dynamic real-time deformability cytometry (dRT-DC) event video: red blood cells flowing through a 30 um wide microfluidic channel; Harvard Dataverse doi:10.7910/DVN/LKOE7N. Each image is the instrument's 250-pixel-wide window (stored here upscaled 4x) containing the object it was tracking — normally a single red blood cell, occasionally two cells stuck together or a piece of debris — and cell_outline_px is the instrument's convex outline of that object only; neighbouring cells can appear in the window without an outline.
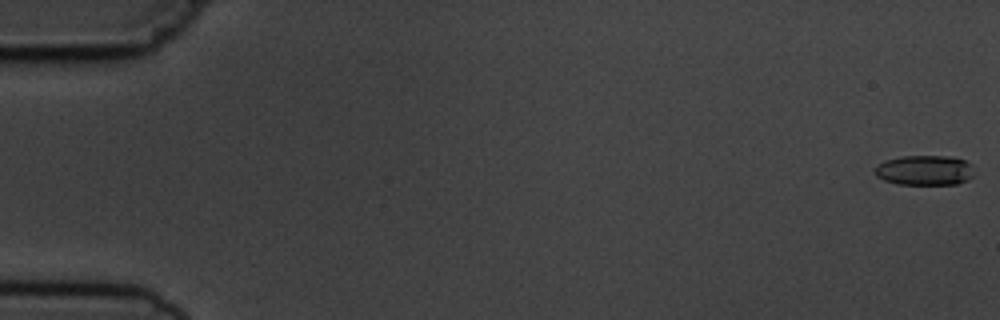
{"species": "common noctule bat (a hibernating species)", "species_latin": "Nyctalus noctula", "temperature_condition": "cold", "stored_images_in_passage": 7, "camera_frame_rate_fps": 3000, "um_per_image_px": 0.085, "animal": {"sex": "male", "body_mass_g": 19.5, "forearm_length_mm": 54.6}, "frame": {"image": 1, "passage_image": 1, "time_ms": 0.0, "image_size_px": [1000, 320], "cell_outline_px": [[972, 176], [968, 180], [956, 184], [896, 184], [884, 180], [876, 176], [872, 172], [872, 168], [876, 164], [884, 160], [900, 156], [948, 156], [964, 160], [972, 164]], "centroid_in_image_um": [78.52, 14.47], "position_along_channel_um": 6.5, "area_um2": 17.63}}
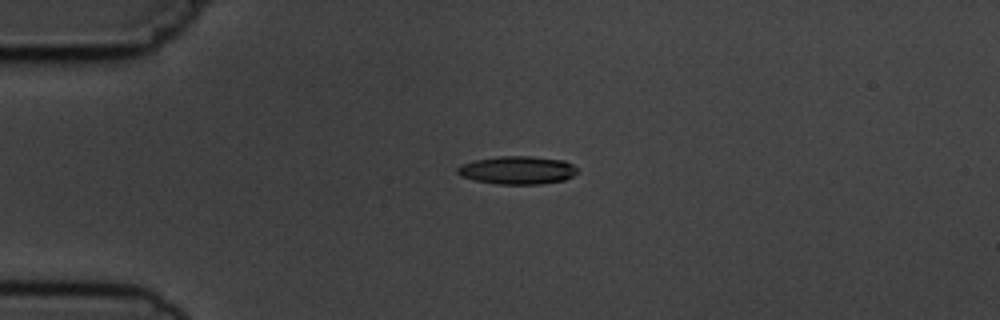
{"frame": {"image": 2, "passage_image": 5, "time_ms": 4.333, "image_size_px": [1000, 320], "cell_outline_px": [[580, 172], [564, 180], [540, 184], [496, 184], [476, 180], [460, 176], [456, 172], [456, 168], [460, 164], [476, 160], [500, 156], [532, 156], [564, 160], [580, 168]], "centroid_in_image_um": [44.01, 14.46], "position_along_channel_um": 41.0, "area_um2": 19.83}}
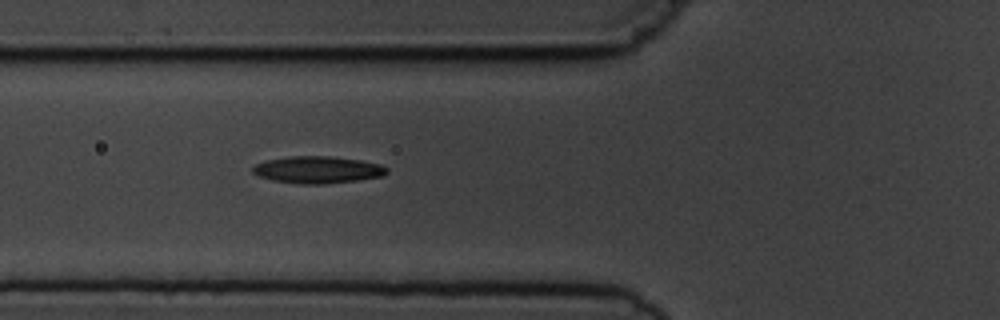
{"frame": {"image": 3, "passage_image": 7, "time_ms": 6.667, "image_size_px": [1000, 320], "cell_outline_px": [[388, 172], [384, 176], [356, 180], [324, 184], [300, 184], [272, 180], [260, 176], [252, 172], [252, 168], [256, 164], [264, 160], [292, 156], [328, 156], [360, 160], [380, 164], [388, 168]], "centroid_in_image_um": [27.01, 14.43], "position_along_channel_um": 98.8, "area_um2": 21.1}}